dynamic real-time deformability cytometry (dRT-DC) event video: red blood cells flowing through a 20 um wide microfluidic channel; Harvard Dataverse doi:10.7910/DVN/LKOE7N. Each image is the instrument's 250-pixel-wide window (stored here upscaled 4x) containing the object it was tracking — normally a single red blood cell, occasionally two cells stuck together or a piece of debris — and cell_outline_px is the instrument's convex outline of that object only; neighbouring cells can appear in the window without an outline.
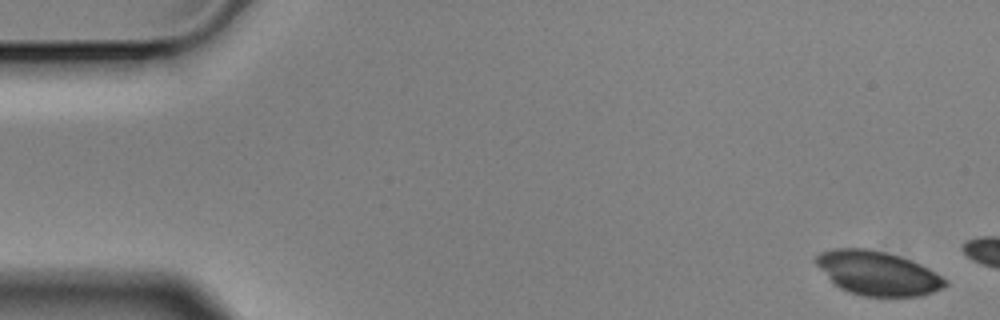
{"species": "Egyptian fruit bat (a non-hibernating species)", "species_latin": "Rousettus aegyptiacus", "temperature_condition": "cold", "stored_images_in_passage": 7, "camera_frame_rate_fps": 3000, "um_per_image_px": 0.085, "animal": {"sex": "male"}, "frame": {"image": 1, "passage_image": 1, "time_ms": 0.0, "image_size_px": [1000, 320], "cell_outline_px": [[948, 284], [944, 288], [920, 296], [864, 296], [848, 292], [840, 288], [816, 264], [816, 256], [820, 252], [836, 248], [868, 248], [900, 256], [912, 260], [928, 268], [948, 280]], "centroid_in_image_um": [74.64, 23.22], "position_along_channel_um": 10.4, "area_um2": 32.95}}
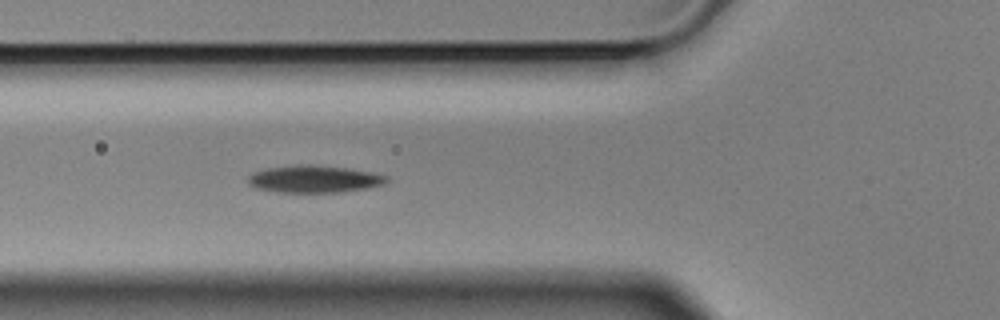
{"frame": {"image": 2, "passage_image": 7, "time_ms": 2.0, "image_size_px": [1000, 320], "cell_outline_px": [[388, 180], [384, 184], [368, 188], [340, 192], [280, 192], [256, 188], [248, 184], [248, 176], [252, 172], [264, 168], [296, 164], [312, 164], [348, 168], [372, 172], [388, 176]], "centroid_in_image_um": [26.68, 15.2], "position_along_channel_um": 99.1, "area_um2": 22.25}}